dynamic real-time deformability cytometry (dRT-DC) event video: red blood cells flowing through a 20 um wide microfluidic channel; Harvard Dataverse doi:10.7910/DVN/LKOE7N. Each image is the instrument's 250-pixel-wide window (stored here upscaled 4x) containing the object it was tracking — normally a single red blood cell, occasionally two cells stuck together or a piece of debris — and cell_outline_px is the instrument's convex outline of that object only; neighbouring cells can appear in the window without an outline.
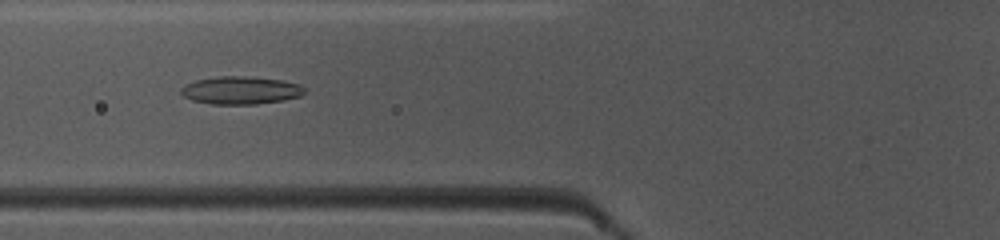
{"species": "common noctule bat (a hibernating species)", "species_latin": "Nyctalus noctula", "temperature_condition": "warm", "stored_images_in_passage": 48, "camera_frame_rate_fps": 3000, "um_per_image_px": 0.085, "animal": {"sex": "female", "body_mass_g": 10.0, "forearm_length_mm": 53.1}, "frame": {"image": 1, "passage_image": 19, "time_ms": 6.0, "image_size_px": [1000, 240], "cell_outline_px": [[308, 92], [300, 96], [284, 100], [256, 104], [212, 104], [192, 100], [184, 96], [180, 92], [180, 88], [184, 84], [196, 80], [216, 76], [244, 76], [284, 80], [300, 84]], "centroid_in_image_um": [20.47, 7.67], "position_along_channel_um": 105.3, "area_um2": 20.23}}
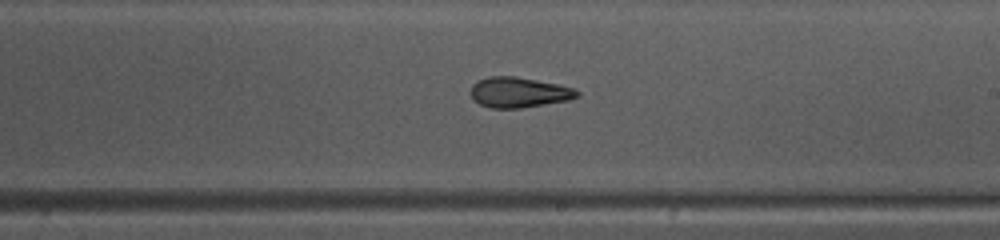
{"frame": {"image": 2, "passage_image": 29, "time_ms": 9.333, "image_size_px": [1000, 240], "cell_outline_px": [[580, 96], [568, 100], [520, 108], [492, 108], [480, 104], [472, 96], [472, 84], [476, 80], [488, 76], [516, 76], [576, 88], [580, 92]], "centroid_in_image_um": [44.12, 7.84], "position_along_channel_um": 244.9, "area_um2": 18.73}}
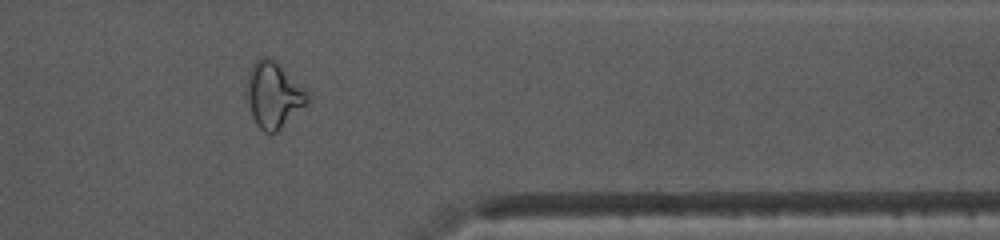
{"frame": {"image": 3, "passage_image": 40, "time_ms": 13.0, "image_size_px": [1000, 240], "cell_outline_px": [[308, 100], [276, 132], [264, 132], [256, 124], [252, 116], [248, 100], [248, 76], [252, 64], [260, 56], [268, 56], [308, 96]], "centroid_in_image_um": [23.16, 8.09], "position_along_channel_um": 388.2, "area_um2": 21.56}, "authors_computed_cell_mechanics": {"area_um2": 20.4612, "velocity_mm_per_s": 4.166, "shape_relaxation_time_tau1_ms": null, "shape_relaxation_time_tau2_ms": 2.8406, "deformation_change_tau1": null, "deformation_change_tau2": 0.0915}}